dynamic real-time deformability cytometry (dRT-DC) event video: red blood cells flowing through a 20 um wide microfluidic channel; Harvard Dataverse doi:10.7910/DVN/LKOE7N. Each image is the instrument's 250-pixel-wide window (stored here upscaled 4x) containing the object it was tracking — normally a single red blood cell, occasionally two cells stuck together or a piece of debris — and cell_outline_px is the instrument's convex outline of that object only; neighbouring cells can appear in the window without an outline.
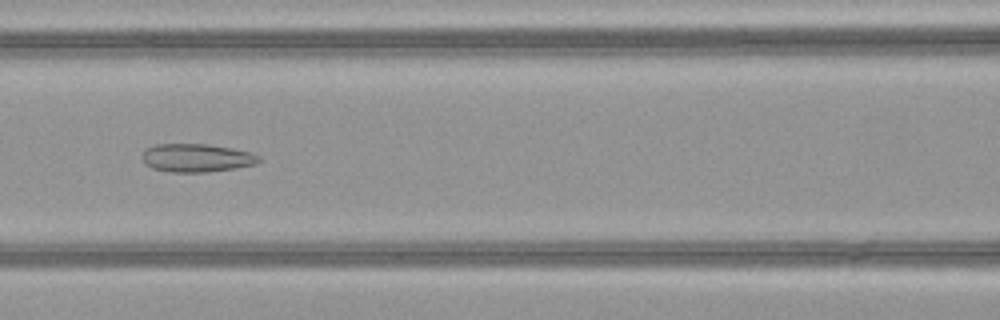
{"species": "common noctule bat (a hibernating species)", "species_latin": "Nyctalus noctula", "temperature_condition": "warm", "stored_images_in_passage": 50, "camera_frame_rate_fps": 3000, "um_per_image_px": 0.085, "animal": {"sex": "female", "body_mass_g": 21.9}, "frame": {"image": 1, "passage_image": 23, "time_ms": 7.333, "image_size_px": [1000, 320], "cell_outline_px": [[260, 160], [256, 164], [232, 168], [204, 172], [172, 172], [152, 168], [144, 164], [140, 156], [144, 148], [156, 144], [208, 144], [232, 148], [252, 152], [260, 156]], "centroid_in_image_um": [16.66, 13.4], "position_along_channel_um": 149.9, "area_um2": 19.36}}
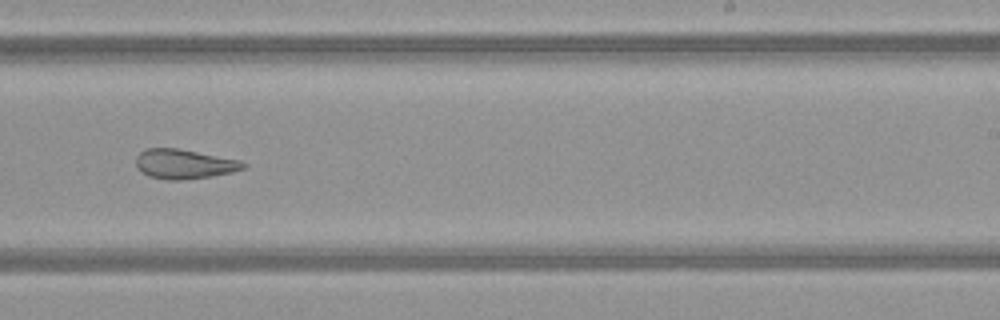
{"frame": {"image": 2, "passage_image": 32, "time_ms": 10.333, "image_size_px": [1000, 320], "cell_outline_px": [[248, 164], [244, 168], [232, 172], [212, 176], [180, 180], [168, 180], [148, 176], [140, 172], [136, 168], [136, 156], [140, 152], [148, 148], [176, 148], [240, 160]], "centroid_in_image_um": [15.62, 13.95], "position_along_channel_um": 273.4, "area_um2": 18.5}}
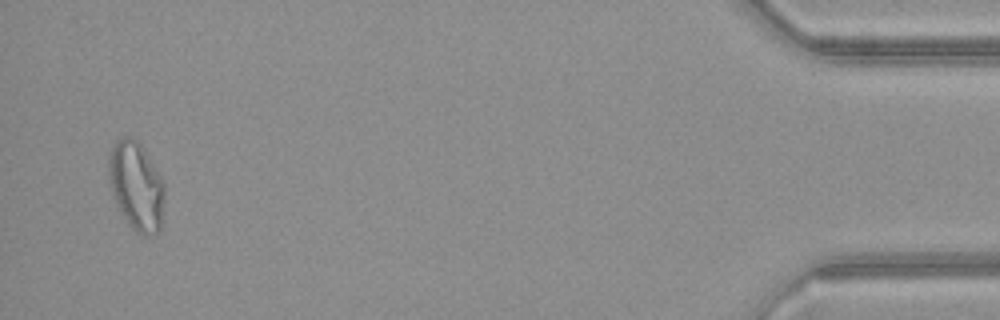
{"frame": {"image": 3, "passage_image": 49, "time_ms": 16.0, "image_size_px": [1000, 320], "cell_outline_px": [[164, 200], [160, 228], [152, 236], [144, 236], [136, 232], [124, 220], [116, 208], [112, 196], [108, 180], [108, 152], [116, 140], [124, 136], [128, 136], [136, 140], [140, 144], [164, 180]], "centroid_in_image_um": [11.54, 15.83], "position_along_channel_um": 423.7, "area_um2": 29.48}, "authors_computed_cell_mechanics": {"area_um2": 24.0448, "velocity_mm_per_s": 4.1293, "shape_relaxation_time_tau1_ms": null, "shape_relaxation_time_tau2_ms": 2.0551, "deformation_change_tau1": null, "deformation_change_tau2": 0.108}}